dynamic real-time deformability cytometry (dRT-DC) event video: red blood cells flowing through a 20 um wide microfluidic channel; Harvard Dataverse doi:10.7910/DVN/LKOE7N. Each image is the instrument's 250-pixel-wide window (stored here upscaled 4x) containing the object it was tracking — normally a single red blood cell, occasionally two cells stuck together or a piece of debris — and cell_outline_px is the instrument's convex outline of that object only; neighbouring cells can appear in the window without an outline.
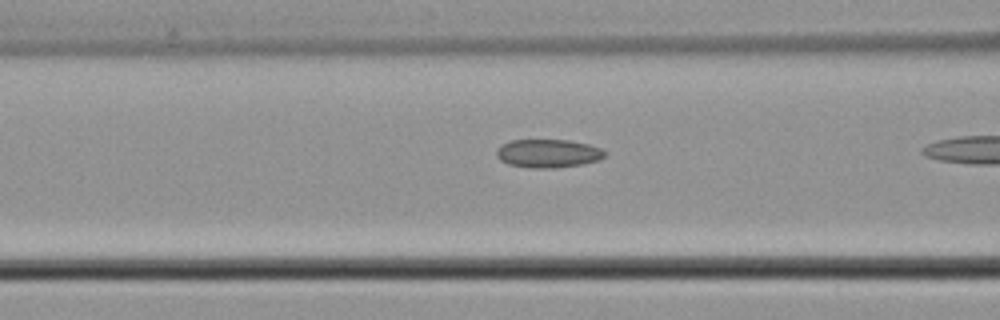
{"species": "common noctule bat (a hibernating species)", "species_latin": "Nyctalus noctula", "temperature_condition": "cold", "stored_images_in_passage": 13, "camera_frame_rate_fps": 3000, "um_per_image_px": 0.085, "animal": {"sex": "male", "body_mass_g": 21.5, "forearm_length_mm": 52.0}, "frame": {"image": 1, "passage_image": 11, "time_ms": 3.333, "image_size_px": [1000, 320], "cell_outline_px": [[608, 152], [600, 160], [580, 164], [556, 168], [532, 168], [508, 164], [500, 160], [496, 156], [496, 148], [500, 144], [512, 140], [568, 140], [588, 144], [600, 148]], "centroid_in_image_um": [46.56, 13.04], "position_along_channel_um": 120.0, "area_um2": 18.03}}